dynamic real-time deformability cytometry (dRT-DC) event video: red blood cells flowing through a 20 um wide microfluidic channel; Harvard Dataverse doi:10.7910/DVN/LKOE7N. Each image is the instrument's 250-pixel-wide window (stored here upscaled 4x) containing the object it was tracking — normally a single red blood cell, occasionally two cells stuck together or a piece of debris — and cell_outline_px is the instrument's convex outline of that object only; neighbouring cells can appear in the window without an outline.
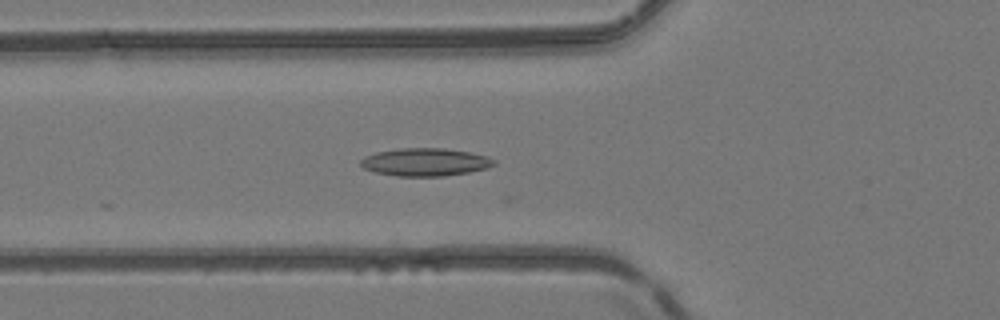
{"species": "common noctule bat (a hibernating species)", "species_latin": "Nyctalus noctula", "temperature_condition": "room temperature", "stored_images_in_passage": 25, "camera_frame_rate_fps": 3000, "um_per_image_px": 0.085, "animal": {"sex": "female", "body_mass_g": 24.6, "forearm_length_mm": 56.2}, "frame": {"image": 1, "passage_image": 18, "time_ms": 5.667, "image_size_px": [1000, 320], "cell_outline_px": [[496, 164], [488, 168], [468, 172], [444, 176], [396, 176], [376, 172], [364, 168], [360, 164], [360, 160], [364, 156], [376, 152], [400, 148], [444, 148], [468, 152], [488, 156], [496, 160]], "centroid_in_image_um": [36.15, 13.77], "position_along_channel_um": 89.6, "area_um2": 21.68}}
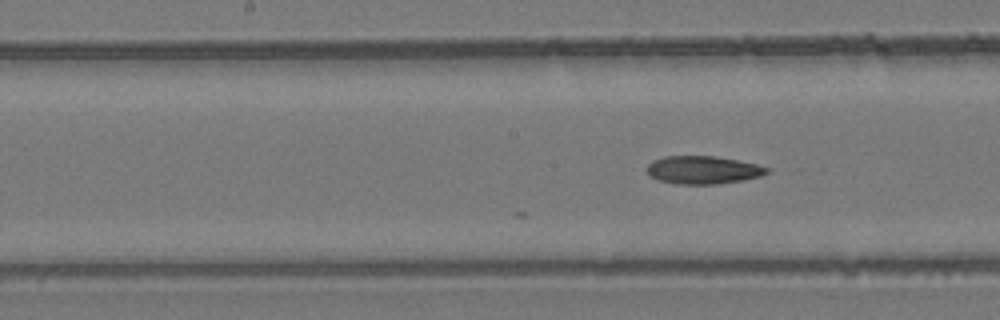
{"frame": {"image": 2, "passage_image": 25, "time_ms": 8.0, "image_size_px": [1000, 320], "cell_outline_px": [[772, 168], [768, 172], [760, 176], [740, 180], [716, 184], [680, 184], [660, 180], [648, 176], [648, 164], [652, 160], [664, 156], [716, 156], [756, 164]], "centroid_in_image_um": [59.75, 14.43], "position_along_channel_um": 188.5, "area_um2": 19.42}}